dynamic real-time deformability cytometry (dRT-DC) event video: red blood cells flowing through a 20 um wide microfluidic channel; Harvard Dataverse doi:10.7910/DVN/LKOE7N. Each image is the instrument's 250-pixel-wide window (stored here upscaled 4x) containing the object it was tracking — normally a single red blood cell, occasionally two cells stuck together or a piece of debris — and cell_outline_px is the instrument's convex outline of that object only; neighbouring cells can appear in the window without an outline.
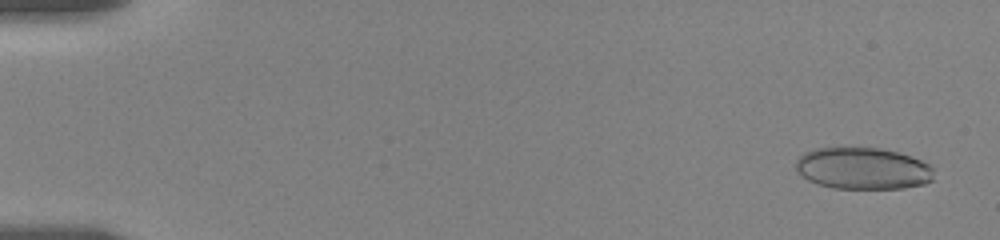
{"species": "human", "species_latin": "Homo sapiens", "temperature_condition": "room temperature", "stored_images_in_passage": 50, "camera_frame_rate_fps": 3000, "um_per_image_px": 0.085, "donor": {"sex": "female"}, "frame": {"image": 1, "passage_image": 3, "time_ms": 0.667, "image_size_px": [1000, 240], "cell_outline_px": [[932, 180], [924, 184], [904, 188], [832, 188], [816, 184], [808, 180], [796, 168], [796, 160], [804, 152], [816, 148], [880, 148], [896, 152], [920, 160], [928, 164], [932, 168]], "centroid_in_image_um": [73.32, 14.32], "position_along_channel_um": 11.7, "area_um2": 33.29}}
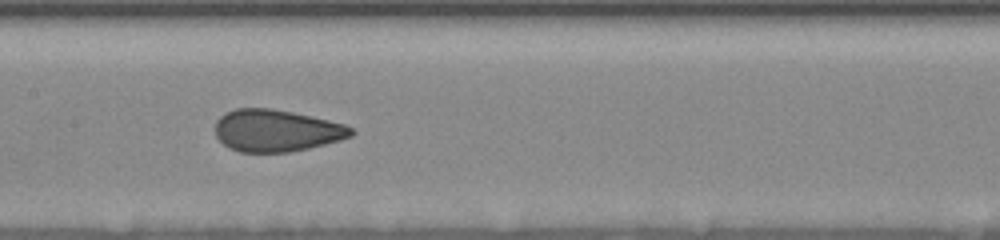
{"frame": {"image": 2, "passage_image": 30, "time_ms": 9.667, "image_size_px": [1000, 240], "cell_outline_px": [[356, 132], [352, 136], [340, 140], [308, 148], [288, 152], [240, 152], [228, 148], [216, 136], [216, 120], [220, 116], [236, 108], [272, 108], [292, 112], [328, 120], [344, 124], [352, 128]], "centroid_in_image_um": [23.49, 11.1], "position_along_channel_um": 183.9, "area_um2": 33.18}}
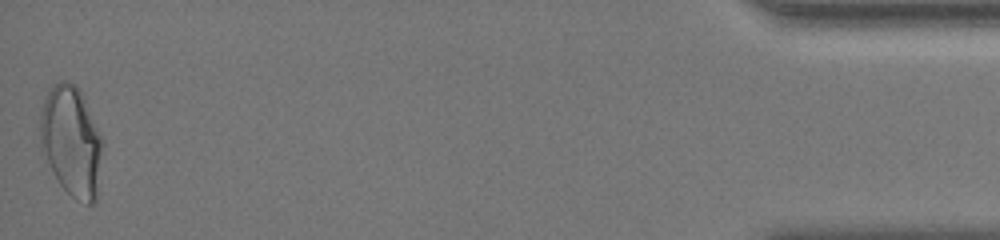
{"frame": {"image": 3, "passage_image": 50, "time_ms": 19.0, "image_size_px": [1000, 240], "cell_outline_px": [[104, 144], [96, 200], [92, 204], [88, 204], [76, 200], [60, 184], [40, 152], [40, 108], [52, 84], [60, 80], [68, 80], [80, 88], [104, 140]], "centroid_in_image_um": [6.07, 11.98], "position_along_channel_um": 429.1, "area_um2": 40.92}, "authors_computed_cell_mechanics": {"area_um2": 34.4199, "velocity_mm_per_s": 3.5093, "shape_relaxation_time_tau1_ms": 6.1805, "shape_relaxation_time_tau2_ms": 0.8951, "deformation_change_tau1": 0.1635, "deformation_change_tau2": 0.0709}}